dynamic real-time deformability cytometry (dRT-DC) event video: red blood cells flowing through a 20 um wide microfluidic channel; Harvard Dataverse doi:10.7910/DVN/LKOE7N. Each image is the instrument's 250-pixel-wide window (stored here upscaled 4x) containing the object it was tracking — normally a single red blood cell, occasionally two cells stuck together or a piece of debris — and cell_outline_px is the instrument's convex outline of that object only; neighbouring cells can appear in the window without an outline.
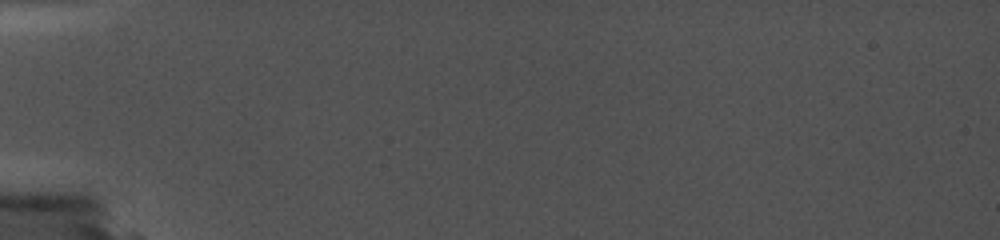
{"species": "common noctule bat (a hibernating species)", "species_latin": "Nyctalus noctula", "temperature_condition": "cold", "stored_images_in_passage": 2, "camera_frame_rate_fps": 5000, "um_per_image_px": 0.085, "animal": {"sex": "female", "body_mass_g": 19.0, "forearm_length_mm": 56.7}, "frame": {"image": 1, "passage_image": 1, "time_ms": 0.0, "image_size_px": [1000, 240], "cell_outline_px": [[668, 132], [664, 136], [648, 140], [524, 136], [516, 132], [516, 128], [656, 128]], "centroid_in_image_um": [50.58, 11.31], "position_along_channel_um": 34.4, "area_um2": 10.46}}